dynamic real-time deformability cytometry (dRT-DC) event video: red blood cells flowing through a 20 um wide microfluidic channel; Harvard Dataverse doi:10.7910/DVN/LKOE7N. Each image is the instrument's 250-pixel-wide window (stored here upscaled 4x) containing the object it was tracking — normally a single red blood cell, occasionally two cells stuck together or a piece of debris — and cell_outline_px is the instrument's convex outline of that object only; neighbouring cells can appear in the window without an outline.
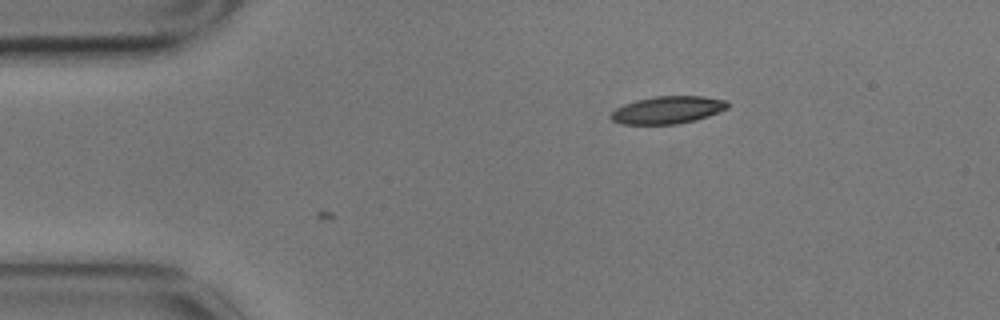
{"species": "common noctule bat (a hibernating species)", "species_latin": "Nyctalus noctula", "temperature_condition": "cold", "stored_images_in_passage": 2, "camera_frame_rate_fps": 3000, "um_per_image_px": 0.085, "animal": {"sex": "male", "body_mass_g": 17.9}, "frame": {"image": 1, "passage_image": 2, "time_ms": 0.333, "image_size_px": [1000, 320], "cell_outline_px": [[728, 108], [708, 116], [696, 120], [676, 124], [620, 124], [612, 120], [608, 116], [616, 108], [624, 104], [636, 100], [656, 96], [704, 96], [724, 100], [728, 104]], "centroid_in_image_um": [56.72, 9.35], "position_along_channel_um": 28.3, "area_um2": 18.67}}